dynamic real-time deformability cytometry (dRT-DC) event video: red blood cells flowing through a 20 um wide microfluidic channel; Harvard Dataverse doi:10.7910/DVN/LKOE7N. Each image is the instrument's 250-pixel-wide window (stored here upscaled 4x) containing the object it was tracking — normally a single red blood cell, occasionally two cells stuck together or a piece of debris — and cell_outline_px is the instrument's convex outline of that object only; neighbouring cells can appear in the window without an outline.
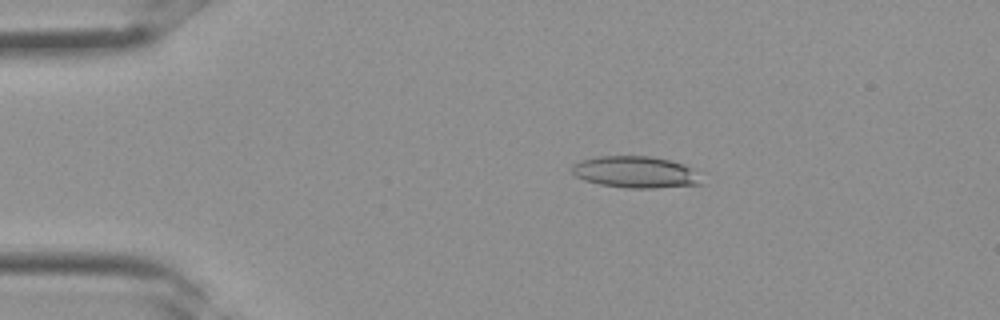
{"species": "Egyptian fruit bat (a non-hibernating species)", "species_latin": "Rousettus aegyptiacus", "temperature_condition": "room temperature", "stored_images_in_passage": 28, "camera_frame_rate_fps": 3000, "um_per_image_px": 0.085, "frame": {"image": 1, "passage_image": 1, "time_ms": 0.0, "image_size_px": [1000, 320], "cell_outline_px": [[704, 184], [656, 188], [624, 188], [600, 184], [584, 180], [576, 176], [572, 172], [572, 164], [580, 160], [596, 156], [652, 156], [672, 160], [684, 164], [692, 168]], "centroid_in_image_um": [54.01, 14.62], "position_along_channel_um": 31.0, "area_um2": 24.1}}
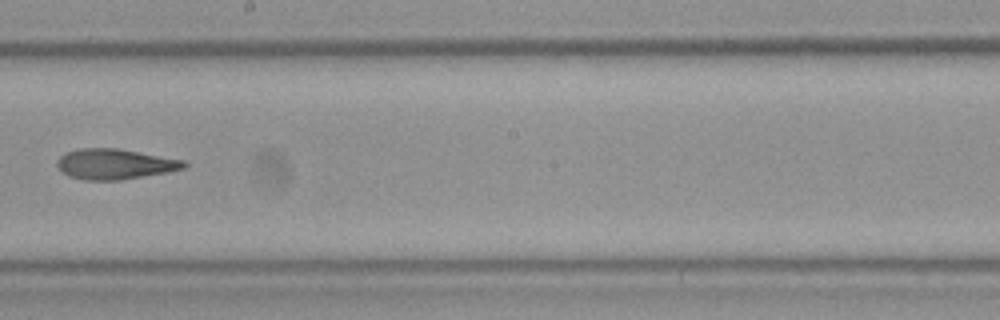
{"frame": {"image": 2, "passage_image": 14, "time_ms": 4.333, "image_size_px": [1000, 320], "cell_outline_px": [[188, 164], [184, 168], [168, 172], [120, 180], [84, 180], [68, 176], [56, 164], [56, 160], [64, 152], [80, 148], [116, 148], [188, 160]], "centroid_in_image_um": [9.78, 13.94], "position_along_channel_um": 238.4, "area_um2": 22.66}}
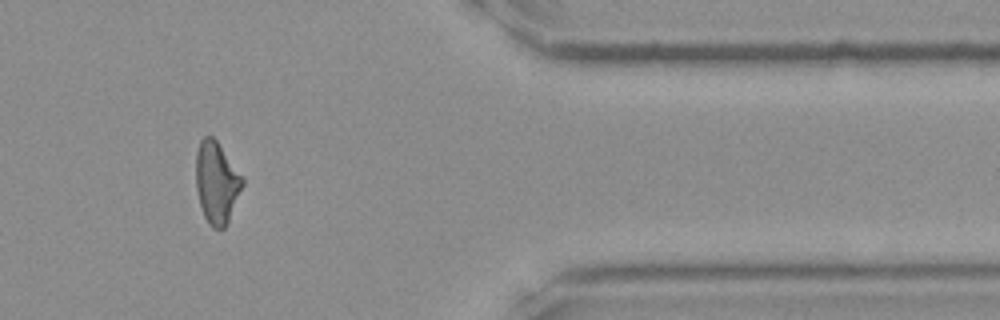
{"frame": {"image": 3, "passage_image": 23, "time_ms": 7.333, "image_size_px": [1000, 320], "cell_outline_px": [[244, 184], [228, 220], [224, 228], [212, 228], [208, 224], [204, 216], [200, 204], [196, 188], [196, 152], [200, 140], [204, 136], [212, 136], [216, 140], [244, 176]], "centroid_in_image_um": [18.42, 15.49], "position_along_channel_um": 393.0, "area_um2": 22.2}}